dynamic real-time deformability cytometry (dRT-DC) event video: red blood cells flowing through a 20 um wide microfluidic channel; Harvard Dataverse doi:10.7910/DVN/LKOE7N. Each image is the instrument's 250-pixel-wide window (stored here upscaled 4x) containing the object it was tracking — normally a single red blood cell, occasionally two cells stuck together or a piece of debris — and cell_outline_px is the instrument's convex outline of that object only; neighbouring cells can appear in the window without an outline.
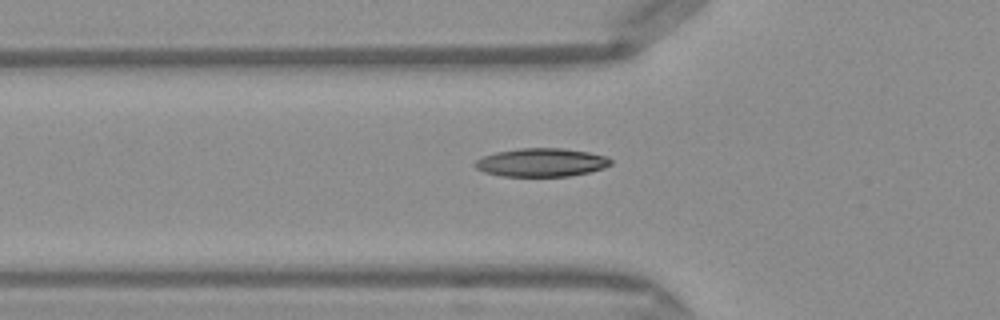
{"species": "Egyptian fruit bat (a non-hibernating species)", "species_latin": "Rousettus aegyptiacus", "temperature_condition": "warm", "stored_images_in_passage": 38, "segment_of_instrument_passage": [1, 2], "camera_frame_rate_fps": 3000, "um_per_image_px": 0.085, "frame": {"image": 1, "passage_image": 5, "time_ms": 1.333, "image_size_px": [1000, 320], "cell_outline_px": [[612, 164], [604, 168], [588, 172], [568, 176], [500, 176], [484, 172], [476, 168], [472, 164], [476, 160], [484, 156], [496, 152], [520, 148], [564, 148], [588, 152], [608, 156], [612, 160]], "centroid_in_image_um": [46.02, 13.8], "position_along_channel_um": 79.8, "area_um2": 22.54}}
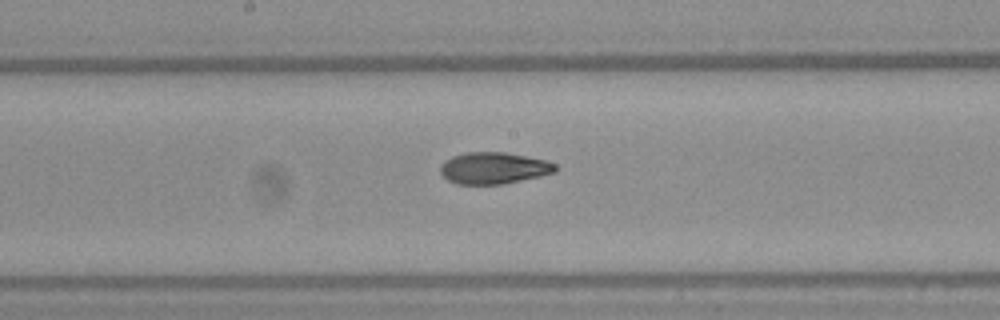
{"frame": {"image": 2, "passage_image": 14, "time_ms": 4.333, "image_size_px": [1000, 320], "cell_outline_px": [[556, 172], [540, 176], [500, 184], [456, 184], [448, 180], [440, 172], [440, 164], [452, 156], [464, 152], [504, 152], [544, 160], [556, 164]], "centroid_in_image_um": [41.93, 14.28], "position_along_channel_um": 206.3, "area_um2": 21.04}}
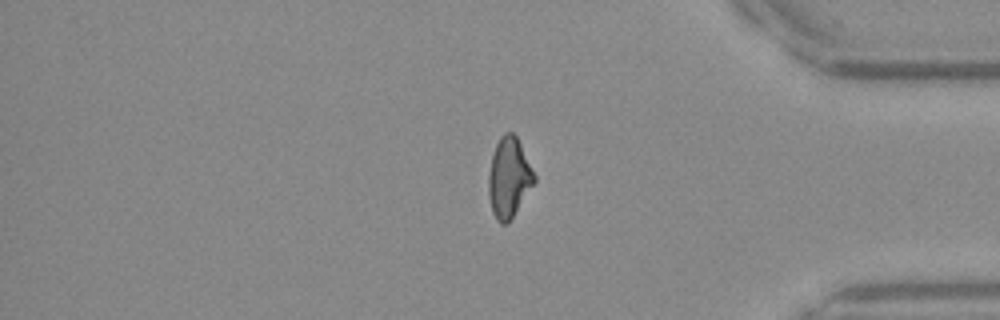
{"frame": {"image": 3, "passage_image": 29, "time_ms": 9.333, "image_size_px": [1000, 320], "cell_outline_px": [[536, 180], [508, 224], [500, 224], [496, 220], [492, 212], [488, 196], [488, 176], [492, 156], [496, 144], [500, 136], [504, 132], [512, 132], [516, 136], [536, 176]], "centroid_in_image_um": [43.24, 15.12], "position_along_channel_um": 392.0, "area_um2": 21.27}}